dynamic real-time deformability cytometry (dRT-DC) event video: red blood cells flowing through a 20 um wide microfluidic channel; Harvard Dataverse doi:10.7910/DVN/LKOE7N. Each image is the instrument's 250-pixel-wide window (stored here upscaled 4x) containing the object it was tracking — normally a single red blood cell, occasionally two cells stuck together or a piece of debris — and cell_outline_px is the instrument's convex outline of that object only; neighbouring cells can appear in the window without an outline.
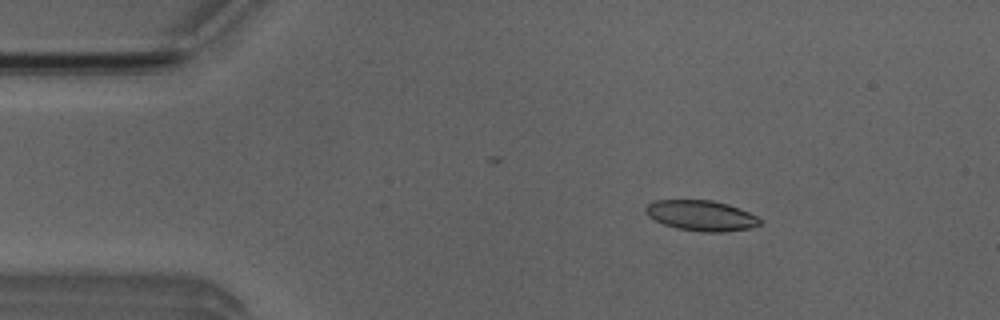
{"species": "Egyptian fruit bat (a non-hibernating species)", "species_latin": "Rousettus aegyptiacus", "temperature_condition": "room temperature", "stored_images_in_passage": 41, "camera_frame_rate_fps": 3000, "um_per_image_px": 0.085, "animal": {"sex": "male"}, "frame": {"image": 1, "passage_image": 8, "time_ms": 2.333, "image_size_px": [1000, 320], "cell_outline_px": [[764, 220], [760, 224], [752, 228], [724, 232], [704, 232], [676, 228], [664, 224], [648, 216], [644, 212], [644, 208], [648, 204], [656, 200], [712, 200], [728, 204], [740, 208]], "centroid_in_image_um": [59.62, 18.32], "position_along_channel_um": 25.4, "area_um2": 20.4}}
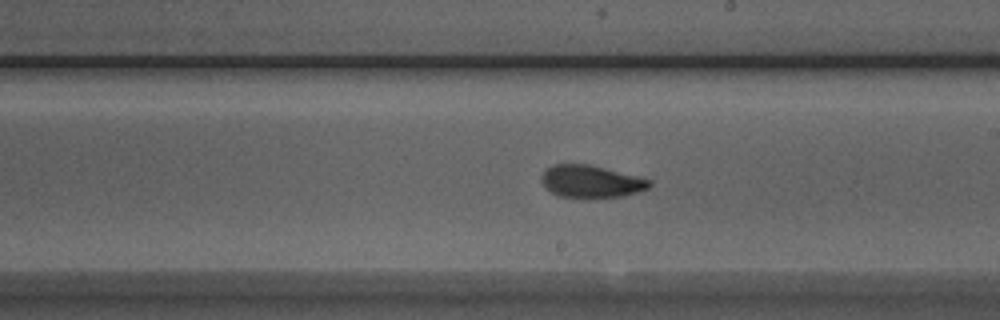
{"frame": {"image": 2, "passage_image": 29, "time_ms": 9.333, "image_size_px": [1000, 320], "cell_outline_px": [[652, 184], [648, 188], [640, 192], [624, 196], [556, 196], [544, 188], [540, 180], [540, 176], [552, 164], [588, 164], [652, 180]], "centroid_in_image_um": [50.21, 15.41], "position_along_channel_um": 238.8, "area_um2": 20.11}}
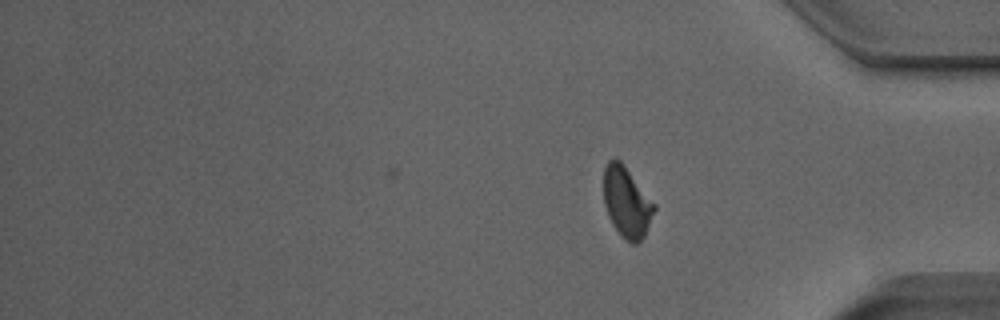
{"frame": {"image": 3, "passage_image": 41, "time_ms": 13.333, "image_size_px": [1000, 320], "cell_outline_px": [[656, 208], [644, 236], [636, 244], [632, 244], [612, 224], [608, 216], [604, 204], [604, 168], [608, 160], [616, 156], [624, 164], [656, 204]], "centroid_in_image_um": [53.27, 17.12], "position_along_channel_um": 381.9, "area_um2": 20.75}, "authors_computed_cell_mechanics": {"area_um2": 20.808, "velocity_mm_per_s": 3.9222, "shape_relaxation_time_tau1_ms": 3.3264, "shape_relaxation_time_tau2_ms": 1.6606, "deformation_change_tau1": 0.1326, "deformation_change_tau2": 0.0595}}